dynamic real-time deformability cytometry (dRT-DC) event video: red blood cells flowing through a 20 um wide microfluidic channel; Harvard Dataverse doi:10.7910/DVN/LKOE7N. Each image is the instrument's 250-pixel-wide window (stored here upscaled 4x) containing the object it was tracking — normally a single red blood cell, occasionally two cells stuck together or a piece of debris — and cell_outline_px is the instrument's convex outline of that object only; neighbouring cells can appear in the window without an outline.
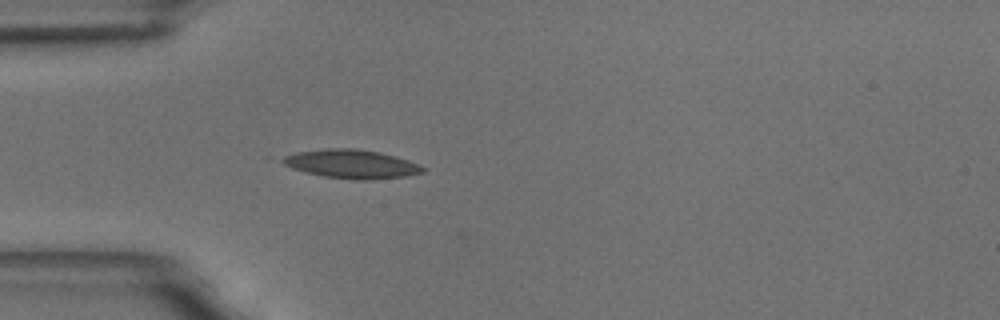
{"species": "common noctule bat (a hibernating species)", "species_latin": "Nyctalus noctula", "temperature_condition": "room temperature", "stored_images_in_passage": 4, "camera_frame_rate_fps": 3000, "um_per_image_px": 0.085, "animal": {"sex": "male", "body_mass_g": 18.8}, "frame": {"image": 1, "passage_image": 4, "time_ms": 4.333, "image_size_px": [1000, 320], "cell_outline_px": [[424, 172], [404, 176], [368, 180], [356, 180], [324, 176], [304, 172], [292, 168], [276, 160], [284, 156], [296, 152], [328, 148], [356, 148], [380, 152], [396, 156], [420, 164], [424, 168]], "centroid_in_image_um": [29.85, 13.93], "position_along_channel_um": 55.2, "area_um2": 23.58}}